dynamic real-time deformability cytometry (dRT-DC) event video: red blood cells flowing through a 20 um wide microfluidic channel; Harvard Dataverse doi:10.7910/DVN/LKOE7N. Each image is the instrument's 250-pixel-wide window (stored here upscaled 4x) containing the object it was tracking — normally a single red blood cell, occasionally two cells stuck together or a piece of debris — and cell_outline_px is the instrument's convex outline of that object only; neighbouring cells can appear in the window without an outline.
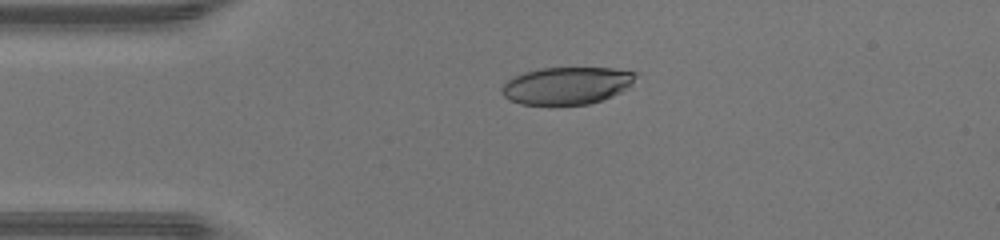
{"species": "human", "species_latin": "Homo sapiens", "temperature_condition": "warm", "stored_images_in_passage": 37, "camera_frame_rate_fps": 3000, "um_per_image_px": 0.085, "donor": {"sex": "male"}, "frame": {"image": 1, "passage_image": 1, "time_ms": 0.0, "image_size_px": [1000, 240], "cell_outline_px": [[636, 76], [628, 88], [612, 96], [588, 104], [520, 104], [504, 96], [500, 88], [508, 80], [524, 72], [540, 68], [612, 68], [636, 72]], "centroid_in_image_um": [48.18, 7.26], "position_along_channel_um": 36.8, "area_um2": 28.78}}
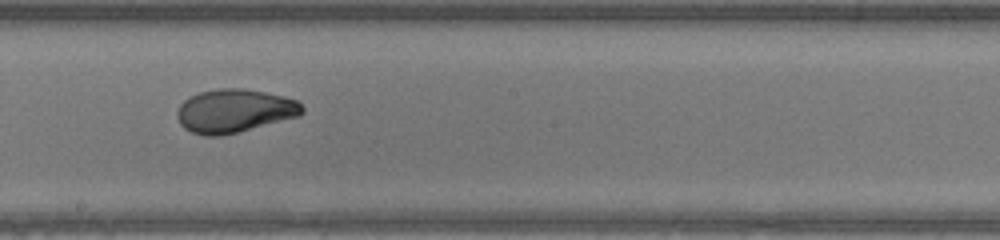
{"frame": {"image": 2, "passage_image": 16, "time_ms": 5.0, "image_size_px": [1000, 240], "cell_outline_px": [[304, 112], [300, 116], [220, 136], [204, 136], [192, 132], [184, 128], [180, 124], [176, 116], [176, 112], [180, 104], [184, 100], [200, 92], [220, 88], [244, 88], [284, 96], [296, 100], [304, 108]], "centroid_in_image_um": [19.91, 9.42], "position_along_channel_um": 228.3, "area_um2": 31.56}}
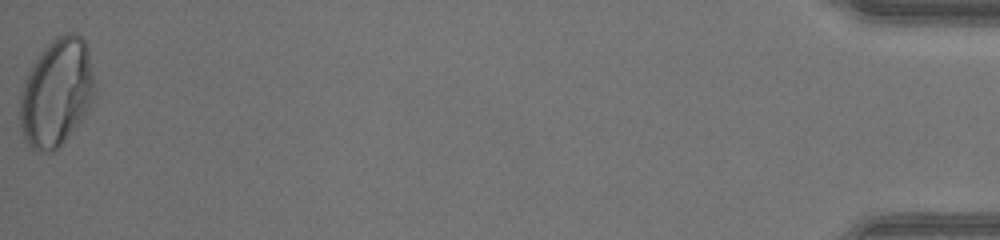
{"frame": {"image": 3, "passage_image": 37, "time_ms": 12.0, "image_size_px": [1000, 240], "cell_outline_px": [[96, 96], [80, 120], [64, 140], [52, 152], [48, 152], [32, 148], [24, 140], [20, 124], [20, 96], [28, 72], [32, 64], [40, 52], [56, 36], [68, 32], [76, 32], [84, 40], [88, 48], [96, 88]], "centroid_in_image_um": [4.82, 7.83], "position_along_channel_um": 430.4, "area_um2": 46.7}, "authors_computed_cell_mechanics": {"area_um2": 31.8478, "velocity_mm_per_s": 4.4567, "shape_relaxation_time_tau1_ms": 6.9378, "shape_relaxation_time_tau2_ms": null, "deformation_change_tau1": 0.2697, "deformation_change_tau2": null}}